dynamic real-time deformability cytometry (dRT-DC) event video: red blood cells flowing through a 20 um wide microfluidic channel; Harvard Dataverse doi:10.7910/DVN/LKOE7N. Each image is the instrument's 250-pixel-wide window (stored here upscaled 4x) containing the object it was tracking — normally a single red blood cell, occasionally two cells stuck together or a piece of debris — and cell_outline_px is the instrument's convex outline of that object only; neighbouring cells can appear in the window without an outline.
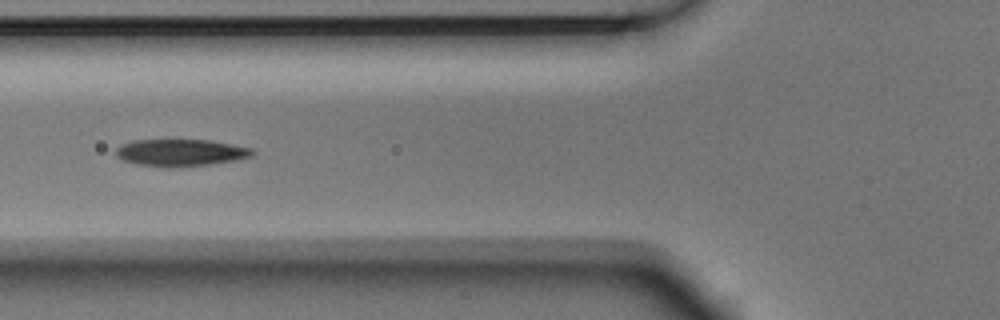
{"species": "Egyptian fruit bat (a non-hibernating species)", "species_latin": "Rousettus aegyptiacus", "temperature_condition": "room temperature", "stored_images_in_passage": 10, "camera_frame_rate_fps": 3000, "um_per_image_px": 0.085, "animal": {"sex": "male"}, "frame": {"image": 1, "passage_image": 5, "time_ms": 1.333, "image_size_px": [1000, 320], "cell_outline_px": [[256, 152], [252, 156], [232, 160], [208, 164], [172, 168], [164, 168], [136, 164], [124, 160], [116, 156], [116, 148], [120, 144], [132, 140], [212, 140], [256, 148]], "centroid_in_image_um": [15.36, 12.97], "position_along_channel_um": 110.4, "area_um2": 21.79}}
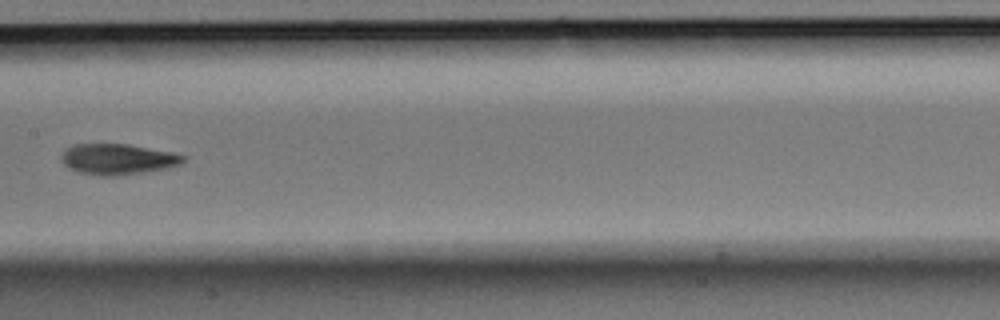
{"frame": {"image": 2, "passage_image": 7, "time_ms": 2.0, "image_size_px": [1000, 320], "cell_outline_px": [[184, 160], [180, 164], [164, 168], [144, 172], [116, 176], [100, 176], [80, 172], [64, 164], [60, 156], [64, 148], [72, 144], [128, 144], [168, 152], [184, 156]], "centroid_in_image_um": [9.93, 13.52], "position_along_channel_um": 197.5, "area_um2": 21.5}}
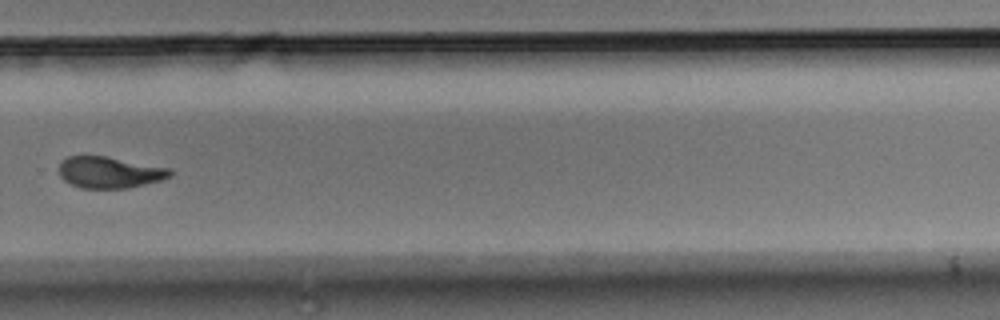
{"frame": {"image": 3, "passage_image": 10, "time_ms": 3.0, "image_size_px": [1000, 320], "cell_outline_px": [[172, 176], [160, 180], [128, 188], [80, 188], [64, 180], [60, 176], [60, 160], [68, 156], [108, 156], [168, 168], [172, 172]], "centroid_in_image_um": [9.29, 14.64], "position_along_channel_um": 320.5, "area_um2": 20.23}}